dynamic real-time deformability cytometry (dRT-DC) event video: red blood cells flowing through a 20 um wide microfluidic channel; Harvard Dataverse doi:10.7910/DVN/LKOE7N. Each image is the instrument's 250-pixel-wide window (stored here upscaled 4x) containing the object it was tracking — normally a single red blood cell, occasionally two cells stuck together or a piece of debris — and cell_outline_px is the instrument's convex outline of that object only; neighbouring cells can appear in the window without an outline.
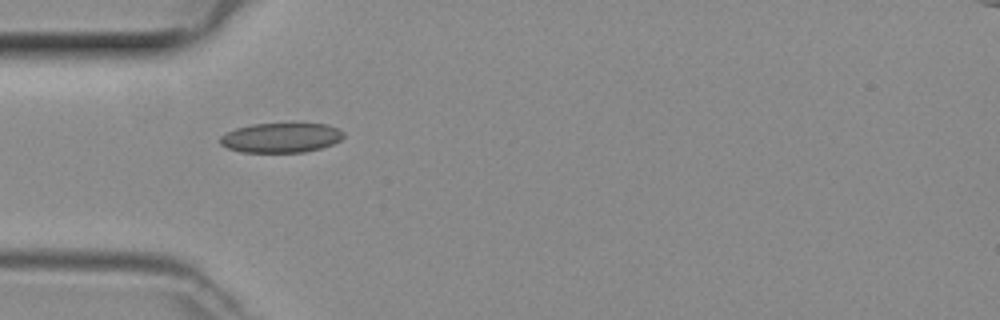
{"species": "common noctule bat (a hibernating species)", "species_latin": "Nyctalus noctula", "temperature_condition": "room temperature", "stored_images_in_passage": 17, "camera_frame_rate_fps": 3000, "um_per_image_px": 0.085, "animal": {"sex": "female", "body_mass_g": 29.2, "forearm_length_mm": 56.3}, "frame": {"image": 1, "passage_image": 1, "time_ms": 0.0, "image_size_px": [1000, 320], "cell_outline_px": [[344, 136], [340, 140], [332, 144], [320, 148], [304, 152], [240, 152], [228, 148], [220, 144], [220, 136], [236, 128], [252, 124], [328, 124], [344, 132]], "centroid_in_image_um": [23.88, 11.71], "position_along_channel_um": 61.1, "area_um2": 21.21}}